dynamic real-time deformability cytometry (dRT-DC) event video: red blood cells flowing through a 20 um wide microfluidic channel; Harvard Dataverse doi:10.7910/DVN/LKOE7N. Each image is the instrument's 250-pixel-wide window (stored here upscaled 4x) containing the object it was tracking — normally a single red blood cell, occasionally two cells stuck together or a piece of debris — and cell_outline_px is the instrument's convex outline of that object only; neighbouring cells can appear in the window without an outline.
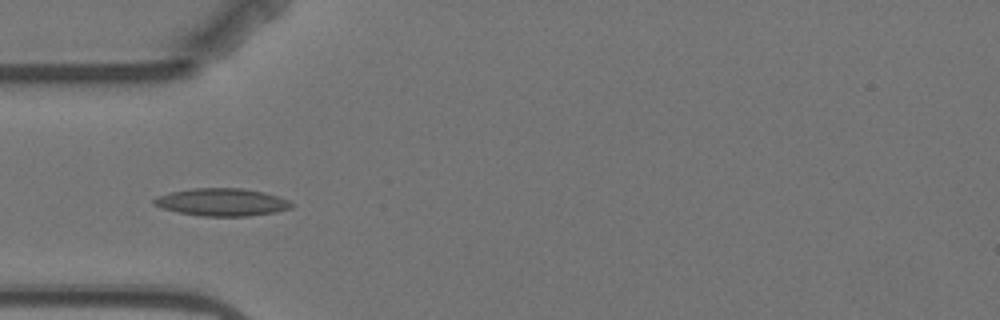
{"species": "Egyptian fruit bat (a non-hibernating species)", "species_latin": "Rousettus aegyptiacus", "temperature_condition": "warm", "stored_images_in_passage": 8, "camera_frame_rate_fps": 3000, "um_per_image_px": 0.085, "animal": {"sex": "female"}, "frame": {"image": 1, "passage_image": 5, "time_ms": 5.0, "image_size_px": [1000, 320], "cell_outline_px": [[292, 208], [276, 212], [248, 216], [200, 216], [180, 212], [164, 208], [152, 204], [152, 200], [168, 192], [192, 188], [240, 188], [264, 192], [280, 196], [288, 200], [292, 204]], "centroid_in_image_um": [18.88, 17.18], "position_along_channel_um": 66.1, "area_um2": 22.08}}
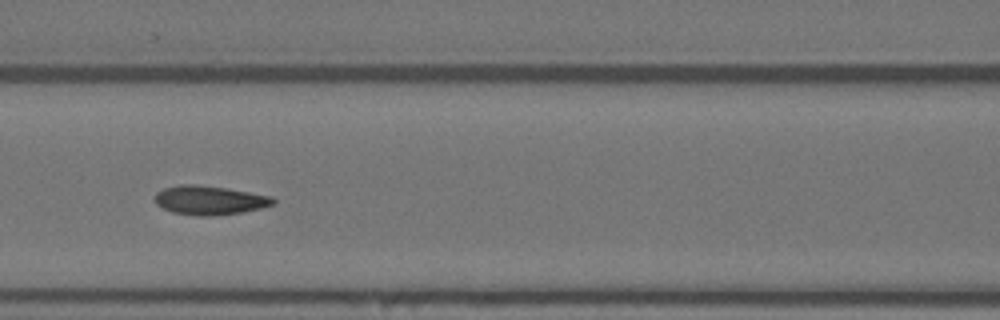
{"frame": {"image": 2, "passage_image": 7, "time_ms": 7.333, "image_size_px": [1000, 320], "cell_outline_px": [[276, 204], [260, 208], [240, 212], [216, 216], [200, 216], [172, 212], [156, 204], [156, 192], [164, 188], [180, 184], [192, 184], [224, 188], [272, 196], [276, 200]], "centroid_in_image_um": [17.82, 17.02], "position_along_channel_um": 148.8, "area_um2": 19.83}}
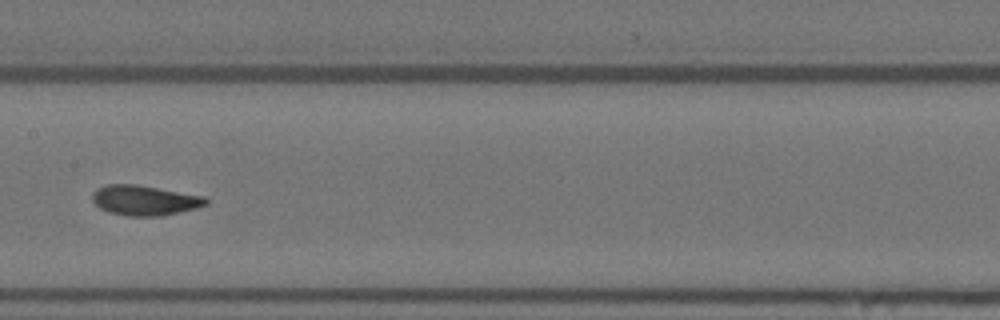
{"frame": {"image": 3, "passage_image": 8, "time_ms": 8.667, "image_size_px": [1000, 320], "cell_outline_px": [[208, 204], [196, 208], [180, 212], [160, 216], [128, 216], [108, 212], [100, 208], [92, 200], [92, 192], [96, 188], [108, 184], [136, 184], [204, 196], [208, 200]], "centroid_in_image_um": [12.27, 17.02], "position_along_channel_um": 195.1, "area_um2": 19.94}}